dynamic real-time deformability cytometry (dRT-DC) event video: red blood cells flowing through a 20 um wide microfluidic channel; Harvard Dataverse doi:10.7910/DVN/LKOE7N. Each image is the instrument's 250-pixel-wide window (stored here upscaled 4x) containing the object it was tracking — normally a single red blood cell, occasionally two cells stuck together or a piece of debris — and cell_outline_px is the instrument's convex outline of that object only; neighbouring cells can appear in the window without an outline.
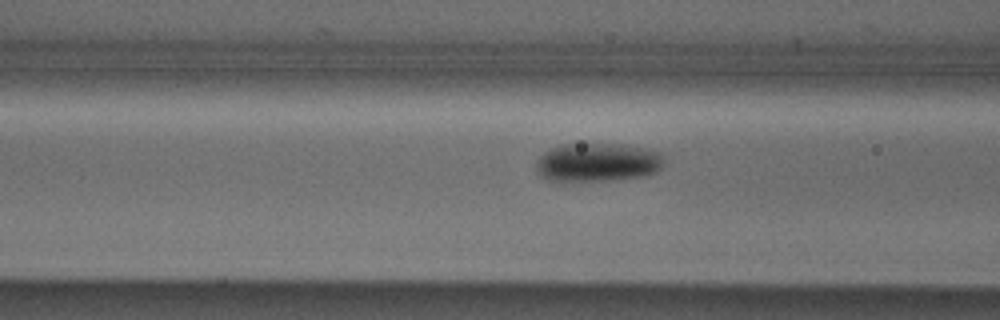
{"species": "Egyptian fruit bat (a non-hibernating species)", "species_latin": "Rousettus aegyptiacus", "temperature_condition": "cold", "stored_images_in_passage": 12, "camera_frame_rate_fps": 3000, "um_per_image_px": 0.085, "animal": {"sex": "male"}, "frame": {"image": 1, "passage_image": 10, "time_ms": 3.0, "image_size_px": [1000, 320], "cell_outline_px": [[664, 164], [656, 172], [644, 176], [612, 180], [552, 180], [540, 176], [536, 172], [536, 160], [544, 152], [560, 144], [624, 144], [648, 148], [660, 152], [664, 156]], "centroid_in_image_um": [50.83, 13.78], "position_along_channel_um": 115.8, "area_um2": 28.96}}